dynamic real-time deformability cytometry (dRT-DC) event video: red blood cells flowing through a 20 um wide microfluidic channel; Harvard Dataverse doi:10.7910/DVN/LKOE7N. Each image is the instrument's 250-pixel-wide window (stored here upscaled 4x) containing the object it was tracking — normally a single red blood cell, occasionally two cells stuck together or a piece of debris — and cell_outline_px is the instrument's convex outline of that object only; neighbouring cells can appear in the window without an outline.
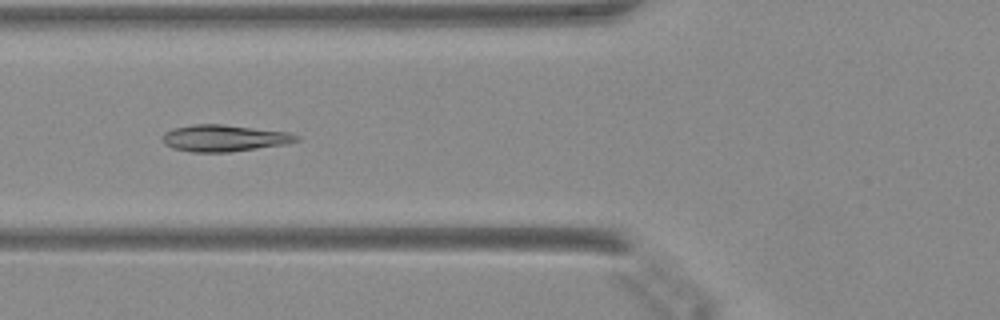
{"species": "Egyptian fruit bat (a non-hibernating species)", "species_latin": "Rousettus aegyptiacus", "temperature_condition": "warm", "stored_images_in_passage": 48, "camera_frame_rate_fps": 3000, "um_per_image_px": 0.085, "animal": {"sex": "female"}, "frame": {"image": 1, "passage_image": 19, "time_ms": 6.0, "image_size_px": [1000, 320], "cell_outline_px": [[300, 140], [288, 144], [228, 152], [192, 152], [172, 148], [164, 144], [160, 136], [164, 132], [172, 128], [192, 124], [224, 124], [292, 132], [300, 136]], "centroid_in_image_um": [19.07, 11.73], "position_along_channel_um": 106.7, "area_um2": 21.27}}
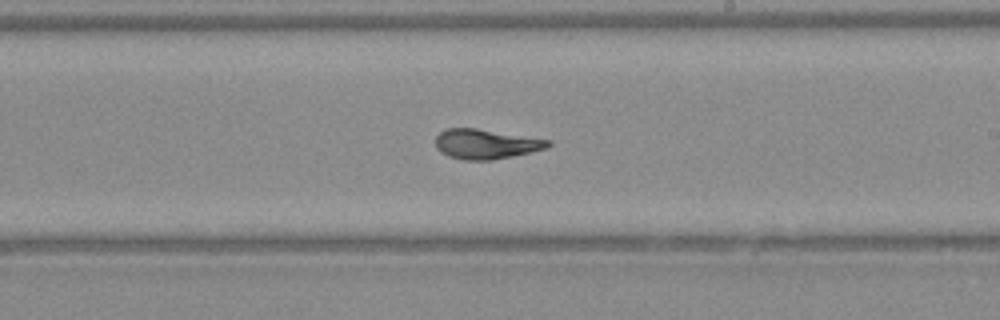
{"frame": {"image": 2, "passage_image": 29, "time_ms": 9.333, "image_size_px": [1000, 320], "cell_outline_px": [[552, 144], [548, 148], [532, 152], [492, 160], [464, 160], [448, 156], [440, 152], [436, 148], [436, 136], [444, 128], [476, 128], [552, 140]], "centroid_in_image_um": [41.31, 12.24], "position_along_channel_um": 247.7, "area_um2": 19.71}}
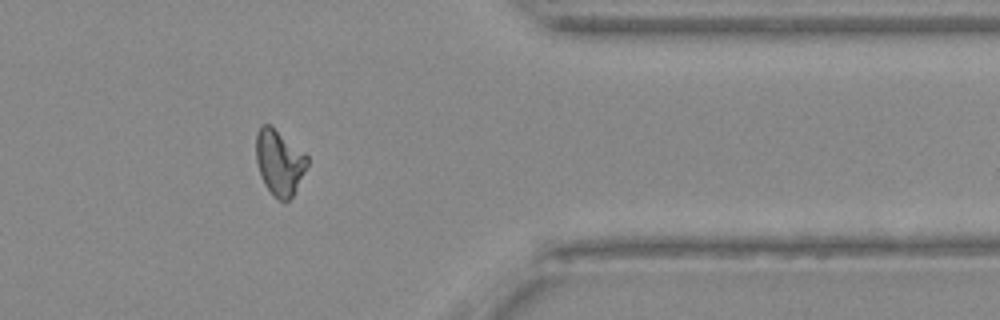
{"frame": {"image": 3, "passage_image": 40, "time_ms": 13.0, "image_size_px": [1000, 320], "cell_outline_px": [[308, 164], [292, 196], [288, 200], [280, 200], [264, 184], [256, 160], [256, 132], [260, 124], [268, 124], [304, 152], [308, 156]], "centroid_in_image_um": [23.73, 13.76], "position_along_channel_um": 387.7, "area_um2": 19.02}}